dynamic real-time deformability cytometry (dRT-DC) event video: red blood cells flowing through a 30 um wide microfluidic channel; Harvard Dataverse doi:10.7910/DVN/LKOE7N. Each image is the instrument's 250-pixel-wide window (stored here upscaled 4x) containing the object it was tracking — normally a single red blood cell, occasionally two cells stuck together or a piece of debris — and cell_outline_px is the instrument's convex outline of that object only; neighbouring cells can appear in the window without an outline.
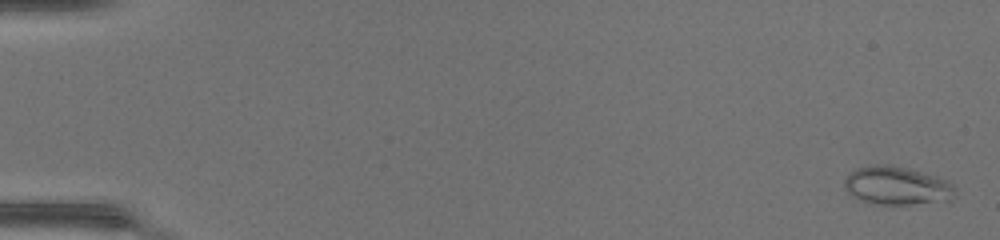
{"species": "common noctule bat (a hibernating species)", "species_latin": "Nyctalus noctula", "temperature_condition": "warm", "stored_images_in_passage": 49, "camera_frame_rate_fps": 3000, "um_per_image_px": 0.085, "animal": {"sex": "female", "body_mass_g": 17.0, "forearm_length_mm": 48.0}, "frame": {"image": 1, "passage_image": 2, "time_ms": 0.333, "image_size_px": [1000, 240], "cell_outline_px": [[952, 200], [912, 204], [868, 204], [860, 200], [848, 192], [844, 188], [844, 180], [848, 172], [856, 168], [868, 164], [892, 164], [908, 168], [936, 176], [948, 180], [952, 184]], "centroid_in_image_um": [76.16, 15.76], "position_along_channel_um": 8.8, "area_um2": 24.97}}
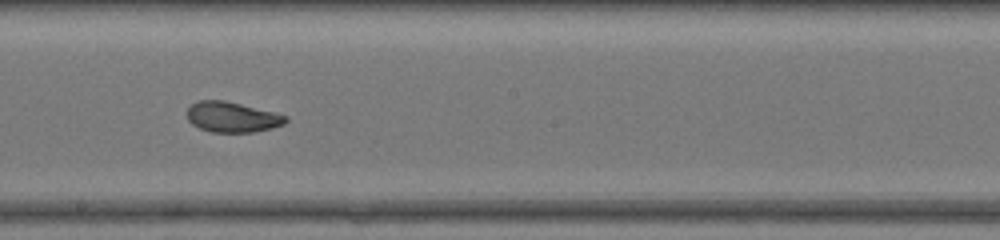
{"frame": {"image": 2, "passage_image": 29, "time_ms": 9.333, "image_size_px": [1000, 240], "cell_outline_px": [[288, 120], [284, 124], [272, 128], [252, 132], [212, 132], [200, 128], [192, 124], [188, 120], [188, 108], [192, 104], [200, 100], [224, 100], [276, 112], [288, 116]], "centroid_in_image_um": [19.77, 9.95], "position_along_channel_um": 228.4, "area_um2": 17.46}}
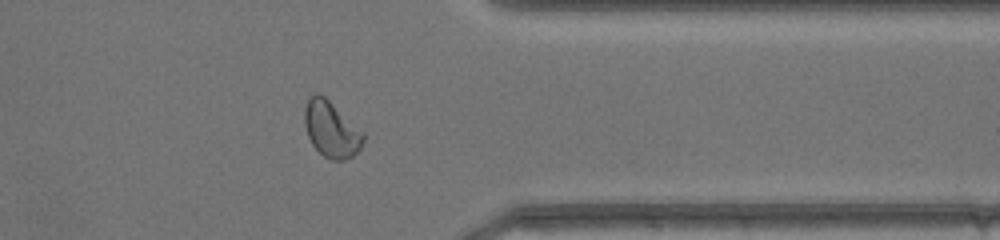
{"frame": {"image": 3, "passage_image": 40, "time_ms": 13.0, "image_size_px": [1000, 240], "cell_outline_px": [[364, 140], [360, 148], [352, 156], [344, 160], [332, 160], [324, 156], [312, 144], [308, 136], [304, 124], [304, 108], [308, 100], [316, 92], [324, 96], [364, 132]], "centroid_in_image_um": [28.15, 10.99], "position_along_channel_um": 383.2, "area_um2": 18.96}, "authors_computed_cell_mechanics": {"area_um2": 20.23, "velocity_mm_per_s": 4.4224, "shape_relaxation_time_tau1_ms": 6.5413, "shape_relaxation_time_tau2_ms": 1.0339, "deformation_change_tau1": 0.1675, "deformation_change_tau2": 0.0633}}